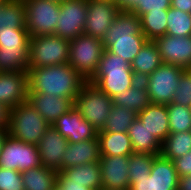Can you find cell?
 <instances>
[{
    "instance_id": "cell-1",
    "label": "cell",
    "mask_w": 191,
    "mask_h": 190,
    "mask_svg": "<svg viewBox=\"0 0 191 190\" xmlns=\"http://www.w3.org/2000/svg\"><path fill=\"white\" fill-rule=\"evenodd\" d=\"M86 80L68 63L28 68V93H47L73 102Z\"/></svg>"
},
{
    "instance_id": "cell-2",
    "label": "cell",
    "mask_w": 191,
    "mask_h": 190,
    "mask_svg": "<svg viewBox=\"0 0 191 190\" xmlns=\"http://www.w3.org/2000/svg\"><path fill=\"white\" fill-rule=\"evenodd\" d=\"M147 41L140 17L130 10L119 11L102 40L105 49L125 58L129 64Z\"/></svg>"
},
{
    "instance_id": "cell-3",
    "label": "cell",
    "mask_w": 191,
    "mask_h": 190,
    "mask_svg": "<svg viewBox=\"0 0 191 190\" xmlns=\"http://www.w3.org/2000/svg\"><path fill=\"white\" fill-rule=\"evenodd\" d=\"M138 80L125 58L105 49L89 82L113 98L117 93L131 88Z\"/></svg>"
},
{
    "instance_id": "cell-4",
    "label": "cell",
    "mask_w": 191,
    "mask_h": 190,
    "mask_svg": "<svg viewBox=\"0 0 191 190\" xmlns=\"http://www.w3.org/2000/svg\"><path fill=\"white\" fill-rule=\"evenodd\" d=\"M50 126L28 100L9 110L8 134L25 143L37 145Z\"/></svg>"
},
{
    "instance_id": "cell-5",
    "label": "cell",
    "mask_w": 191,
    "mask_h": 190,
    "mask_svg": "<svg viewBox=\"0 0 191 190\" xmlns=\"http://www.w3.org/2000/svg\"><path fill=\"white\" fill-rule=\"evenodd\" d=\"M29 37L26 28L0 26V72L28 71Z\"/></svg>"
},
{
    "instance_id": "cell-6",
    "label": "cell",
    "mask_w": 191,
    "mask_h": 190,
    "mask_svg": "<svg viewBox=\"0 0 191 190\" xmlns=\"http://www.w3.org/2000/svg\"><path fill=\"white\" fill-rule=\"evenodd\" d=\"M73 106L99 132L104 128L106 119L110 115L113 101L108 94L102 92L95 84L86 81L75 97Z\"/></svg>"
},
{
    "instance_id": "cell-7",
    "label": "cell",
    "mask_w": 191,
    "mask_h": 190,
    "mask_svg": "<svg viewBox=\"0 0 191 190\" xmlns=\"http://www.w3.org/2000/svg\"><path fill=\"white\" fill-rule=\"evenodd\" d=\"M70 41L55 35L29 37L28 68L68 63Z\"/></svg>"
},
{
    "instance_id": "cell-8",
    "label": "cell",
    "mask_w": 191,
    "mask_h": 190,
    "mask_svg": "<svg viewBox=\"0 0 191 190\" xmlns=\"http://www.w3.org/2000/svg\"><path fill=\"white\" fill-rule=\"evenodd\" d=\"M105 50L102 40L82 34L70 40L68 64L86 81L95 74Z\"/></svg>"
},
{
    "instance_id": "cell-9",
    "label": "cell",
    "mask_w": 191,
    "mask_h": 190,
    "mask_svg": "<svg viewBox=\"0 0 191 190\" xmlns=\"http://www.w3.org/2000/svg\"><path fill=\"white\" fill-rule=\"evenodd\" d=\"M23 2L29 36L54 35L60 14V2L55 0H23Z\"/></svg>"
},
{
    "instance_id": "cell-10",
    "label": "cell",
    "mask_w": 191,
    "mask_h": 190,
    "mask_svg": "<svg viewBox=\"0 0 191 190\" xmlns=\"http://www.w3.org/2000/svg\"><path fill=\"white\" fill-rule=\"evenodd\" d=\"M184 70L177 65L162 63L149 76L144 78L142 81L147 88L150 103L161 105L171 103Z\"/></svg>"
},
{
    "instance_id": "cell-11",
    "label": "cell",
    "mask_w": 191,
    "mask_h": 190,
    "mask_svg": "<svg viewBox=\"0 0 191 190\" xmlns=\"http://www.w3.org/2000/svg\"><path fill=\"white\" fill-rule=\"evenodd\" d=\"M41 166L37 145L7 135L0 151V167L24 172Z\"/></svg>"
},
{
    "instance_id": "cell-12",
    "label": "cell",
    "mask_w": 191,
    "mask_h": 190,
    "mask_svg": "<svg viewBox=\"0 0 191 190\" xmlns=\"http://www.w3.org/2000/svg\"><path fill=\"white\" fill-rule=\"evenodd\" d=\"M177 171L174 162L157 155L148 177L135 178L129 190H178Z\"/></svg>"
},
{
    "instance_id": "cell-13",
    "label": "cell",
    "mask_w": 191,
    "mask_h": 190,
    "mask_svg": "<svg viewBox=\"0 0 191 190\" xmlns=\"http://www.w3.org/2000/svg\"><path fill=\"white\" fill-rule=\"evenodd\" d=\"M86 17L87 0L60 2V14L54 35L70 41L84 34Z\"/></svg>"
},
{
    "instance_id": "cell-14",
    "label": "cell",
    "mask_w": 191,
    "mask_h": 190,
    "mask_svg": "<svg viewBox=\"0 0 191 190\" xmlns=\"http://www.w3.org/2000/svg\"><path fill=\"white\" fill-rule=\"evenodd\" d=\"M120 9L116 2L87 0L84 34L103 40Z\"/></svg>"
},
{
    "instance_id": "cell-15",
    "label": "cell",
    "mask_w": 191,
    "mask_h": 190,
    "mask_svg": "<svg viewBox=\"0 0 191 190\" xmlns=\"http://www.w3.org/2000/svg\"><path fill=\"white\" fill-rule=\"evenodd\" d=\"M102 190H129L128 156H101Z\"/></svg>"
},
{
    "instance_id": "cell-16",
    "label": "cell",
    "mask_w": 191,
    "mask_h": 190,
    "mask_svg": "<svg viewBox=\"0 0 191 190\" xmlns=\"http://www.w3.org/2000/svg\"><path fill=\"white\" fill-rule=\"evenodd\" d=\"M52 126L68 140V143L98 137V131L81 116V113L74 106L62 114Z\"/></svg>"
},
{
    "instance_id": "cell-17",
    "label": "cell",
    "mask_w": 191,
    "mask_h": 190,
    "mask_svg": "<svg viewBox=\"0 0 191 190\" xmlns=\"http://www.w3.org/2000/svg\"><path fill=\"white\" fill-rule=\"evenodd\" d=\"M28 71L0 72V104L9 110L27 101Z\"/></svg>"
},
{
    "instance_id": "cell-18",
    "label": "cell",
    "mask_w": 191,
    "mask_h": 190,
    "mask_svg": "<svg viewBox=\"0 0 191 190\" xmlns=\"http://www.w3.org/2000/svg\"><path fill=\"white\" fill-rule=\"evenodd\" d=\"M163 63L191 69V36L164 35L154 41Z\"/></svg>"
},
{
    "instance_id": "cell-19",
    "label": "cell",
    "mask_w": 191,
    "mask_h": 190,
    "mask_svg": "<svg viewBox=\"0 0 191 190\" xmlns=\"http://www.w3.org/2000/svg\"><path fill=\"white\" fill-rule=\"evenodd\" d=\"M67 144L68 140L50 126L37 144L41 165L57 171L62 166Z\"/></svg>"
},
{
    "instance_id": "cell-20",
    "label": "cell",
    "mask_w": 191,
    "mask_h": 190,
    "mask_svg": "<svg viewBox=\"0 0 191 190\" xmlns=\"http://www.w3.org/2000/svg\"><path fill=\"white\" fill-rule=\"evenodd\" d=\"M100 157V142L98 137L76 143H68L62 159V166L57 171L61 172L66 168L97 163Z\"/></svg>"
},
{
    "instance_id": "cell-21",
    "label": "cell",
    "mask_w": 191,
    "mask_h": 190,
    "mask_svg": "<svg viewBox=\"0 0 191 190\" xmlns=\"http://www.w3.org/2000/svg\"><path fill=\"white\" fill-rule=\"evenodd\" d=\"M27 100L51 126L73 107L71 99L47 93H28Z\"/></svg>"
},
{
    "instance_id": "cell-22",
    "label": "cell",
    "mask_w": 191,
    "mask_h": 190,
    "mask_svg": "<svg viewBox=\"0 0 191 190\" xmlns=\"http://www.w3.org/2000/svg\"><path fill=\"white\" fill-rule=\"evenodd\" d=\"M137 118L161 143L170 134L167 105L150 103L137 113Z\"/></svg>"
},
{
    "instance_id": "cell-23",
    "label": "cell",
    "mask_w": 191,
    "mask_h": 190,
    "mask_svg": "<svg viewBox=\"0 0 191 190\" xmlns=\"http://www.w3.org/2000/svg\"><path fill=\"white\" fill-rule=\"evenodd\" d=\"M163 63L154 41H147L135 56L130 67L139 80L149 76Z\"/></svg>"
},
{
    "instance_id": "cell-24",
    "label": "cell",
    "mask_w": 191,
    "mask_h": 190,
    "mask_svg": "<svg viewBox=\"0 0 191 190\" xmlns=\"http://www.w3.org/2000/svg\"><path fill=\"white\" fill-rule=\"evenodd\" d=\"M128 135L134 152L160 155L162 143L136 118L129 127Z\"/></svg>"
},
{
    "instance_id": "cell-25",
    "label": "cell",
    "mask_w": 191,
    "mask_h": 190,
    "mask_svg": "<svg viewBox=\"0 0 191 190\" xmlns=\"http://www.w3.org/2000/svg\"><path fill=\"white\" fill-rule=\"evenodd\" d=\"M101 156H130L134 151L128 132H98Z\"/></svg>"
},
{
    "instance_id": "cell-26",
    "label": "cell",
    "mask_w": 191,
    "mask_h": 190,
    "mask_svg": "<svg viewBox=\"0 0 191 190\" xmlns=\"http://www.w3.org/2000/svg\"><path fill=\"white\" fill-rule=\"evenodd\" d=\"M112 101L113 105L134 110L136 113L150 104L147 88L142 80H138L131 88L117 93Z\"/></svg>"
},
{
    "instance_id": "cell-27",
    "label": "cell",
    "mask_w": 191,
    "mask_h": 190,
    "mask_svg": "<svg viewBox=\"0 0 191 190\" xmlns=\"http://www.w3.org/2000/svg\"><path fill=\"white\" fill-rule=\"evenodd\" d=\"M61 172L70 179V183L82 184L90 189H102L99 162L66 168Z\"/></svg>"
},
{
    "instance_id": "cell-28",
    "label": "cell",
    "mask_w": 191,
    "mask_h": 190,
    "mask_svg": "<svg viewBox=\"0 0 191 190\" xmlns=\"http://www.w3.org/2000/svg\"><path fill=\"white\" fill-rule=\"evenodd\" d=\"M58 171L45 167L26 170L21 173L25 190H53L57 185Z\"/></svg>"
},
{
    "instance_id": "cell-29",
    "label": "cell",
    "mask_w": 191,
    "mask_h": 190,
    "mask_svg": "<svg viewBox=\"0 0 191 190\" xmlns=\"http://www.w3.org/2000/svg\"><path fill=\"white\" fill-rule=\"evenodd\" d=\"M191 151V130L170 133L162 143L161 155L174 161Z\"/></svg>"
},
{
    "instance_id": "cell-30",
    "label": "cell",
    "mask_w": 191,
    "mask_h": 190,
    "mask_svg": "<svg viewBox=\"0 0 191 190\" xmlns=\"http://www.w3.org/2000/svg\"><path fill=\"white\" fill-rule=\"evenodd\" d=\"M167 9L160 11H148L141 19V30L148 41H155L166 35L167 32Z\"/></svg>"
},
{
    "instance_id": "cell-31",
    "label": "cell",
    "mask_w": 191,
    "mask_h": 190,
    "mask_svg": "<svg viewBox=\"0 0 191 190\" xmlns=\"http://www.w3.org/2000/svg\"><path fill=\"white\" fill-rule=\"evenodd\" d=\"M0 26L26 28V10L23 0H6L2 4Z\"/></svg>"
},
{
    "instance_id": "cell-32",
    "label": "cell",
    "mask_w": 191,
    "mask_h": 190,
    "mask_svg": "<svg viewBox=\"0 0 191 190\" xmlns=\"http://www.w3.org/2000/svg\"><path fill=\"white\" fill-rule=\"evenodd\" d=\"M136 118L137 113L134 110L113 105L104 128L99 132H128Z\"/></svg>"
},
{
    "instance_id": "cell-33",
    "label": "cell",
    "mask_w": 191,
    "mask_h": 190,
    "mask_svg": "<svg viewBox=\"0 0 191 190\" xmlns=\"http://www.w3.org/2000/svg\"><path fill=\"white\" fill-rule=\"evenodd\" d=\"M166 35L187 37L191 36V13L170 7L167 9Z\"/></svg>"
},
{
    "instance_id": "cell-34",
    "label": "cell",
    "mask_w": 191,
    "mask_h": 190,
    "mask_svg": "<svg viewBox=\"0 0 191 190\" xmlns=\"http://www.w3.org/2000/svg\"><path fill=\"white\" fill-rule=\"evenodd\" d=\"M167 113L170 133L191 130V107L169 103Z\"/></svg>"
},
{
    "instance_id": "cell-35",
    "label": "cell",
    "mask_w": 191,
    "mask_h": 190,
    "mask_svg": "<svg viewBox=\"0 0 191 190\" xmlns=\"http://www.w3.org/2000/svg\"><path fill=\"white\" fill-rule=\"evenodd\" d=\"M157 155L133 152L128 156L129 182L130 186L135 182V178L148 177L152 163Z\"/></svg>"
},
{
    "instance_id": "cell-36",
    "label": "cell",
    "mask_w": 191,
    "mask_h": 190,
    "mask_svg": "<svg viewBox=\"0 0 191 190\" xmlns=\"http://www.w3.org/2000/svg\"><path fill=\"white\" fill-rule=\"evenodd\" d=\"M171 103L191 107V69L182 72Z\"/></svg>"
},
{
    "instance_id": "cell-37",
    "label": "cell",
    "mask_w": 191,
    "mask_h": 190,
    "mask_svg": "<svg viewBox=\"0 0 191 190\" xmlns=\"http://www.w3.org/2000/svg\"><path fill=\"white\" fill-rule=\"evenodd\" d=\"M0 190H25L21 172L0 167Z\"/></svg>"
},
{
    "instance_id": "cell-38",
    "label": "cell",
    "mask_w": 191,
    "mask_h": 190,
    "mask_svg": "<svg viewBox=\"0 0 191 190\" xmlns=\"http://www.w3.org/2000/svg\"><path fill=\"white\" fill-rule=\"evenodd\" d=\"M171 7V0H142L139 1L130 11L136 13L141 17L146 12L160 11L169 9Z\"/></svg>"
},
{
    "instance_id": "cell-39",
    "label": "cell",
    "mask_w": 191,
    "mask_h": 190,
    "mask_svg": "<svg viewBox=\"0 0 191 190\" xmlns=\"http://www.w3.org/2000/svg\"><path fill=\"white\" fill-rule=\"evenodd\" d=\"M173 162H174L178 177L191 175V151L175 159Z\"/></svg>"
},
{
    "instance_id": "cell-40",
    "label": "cell",
    "mask_w": 191,
    "mask_h": 190,
    "mask_svg": "<svg viewBox=\"0 0 191 190\" xmlns=\"http://www.w3.org/2000/svg\"><path fill=\"white\" fill-rule=\"evenodd\" d=\"M57 186L62 190H98L87 188L82 184L70 183V179L67 178L62 172L57 173Z\"/></svg>"
},
{
    "instance_id": "cell-41",
    "label": "cell",
    "mask_w": 191,
    "mask_h": 190,
    "mask_svg": "<svg viewBox=\"0 0 191 190\" xmlns=\"http://www.w3.org/2000/svg\"><path fill=\"white\" fill-rule=\"evenodd\" d=\"M171 7L191 13V0H171Z\"/></svg>"
},
{
    "instance_id": "cell-42",
    "label": "cell",
    "mask_w": 191,
    "mask_h": 190,
    "mask_svg": "<svg viewBox=\"0 0 191 190\" xmlns=\"http://www.w3.org/2000/svg\"><path fill=\"white\" fill-rule=\"evenodd\" d=\"M9 109L0 104V129H8Z\"/></svg>"
},
{
    "instance_id": "cell-43",
    "label": "cell",
    "mask_w": 191,
    "mask_h": 190,
    "mask_svg": "<svg viewBox=\"0 0 191 190\" xmlns=\"http://www.w3.org/2000/svg\"><path fill=\"white\" fill-rule=\"evenodd\" d=\"M139 1L142 0H118L116 3L120 10H131Z\"/></svg>"
},
{
    "instance_id": "cell-44",
    "label": "cell",
    "mask_w": 191,
    "mask_h": 190,
    "mask_svg": "<svg viewBox=\"0 0 191 190\" xmlns=\"http://www.w3.org/2000/svg\"><path fill=\"white\" fill-rule=\"evenodd\" d=\"M178 190H191V175L179 177Z\"/></svg>"
},
{
    "instance_id": "cell-45",
    "label": "cell",
    "mask_w": 191,
    "mask_h": 190,
    "mask_svg": "<svg viewBox=\"0 0 191 190\" xmlns=\"http://www.w3.org/2000/svg\"><path fill=\"white\" fill-rule=\"evenodd\" d=\"M8 135V130L7 129H0V151L2 149V145Z\"/></svg>"
},
{
    "instance_id": "cell-46",
    "label": "cell",
    "mask_w": 191,
    "mask_h": 190,
    "mask_svg": "<svg viewBox=\"0 0 191 190\" xmlns=\"http://www.w3.org/2000/svg\"><path fill=\"white\" fill-rule=\"evenodd\" d=\"M53 190H62L61 188H59L57 185L54 187Z\"/></svg>"
},
{
    "instance_id": "cell-47",
    "label": "cell",
    "mask_w": 191,
    "mask_h": 190,
    "mask_svg": "<svg viewBox=\"0 0 191 190\" xmlns=\"http://www.w3.org/2000/svg\"><path fill=\"white\" fill-rule=\"evenodd\" d=\"M6 0H0V4H3Z\"/></svg>"
}]
</instances>
